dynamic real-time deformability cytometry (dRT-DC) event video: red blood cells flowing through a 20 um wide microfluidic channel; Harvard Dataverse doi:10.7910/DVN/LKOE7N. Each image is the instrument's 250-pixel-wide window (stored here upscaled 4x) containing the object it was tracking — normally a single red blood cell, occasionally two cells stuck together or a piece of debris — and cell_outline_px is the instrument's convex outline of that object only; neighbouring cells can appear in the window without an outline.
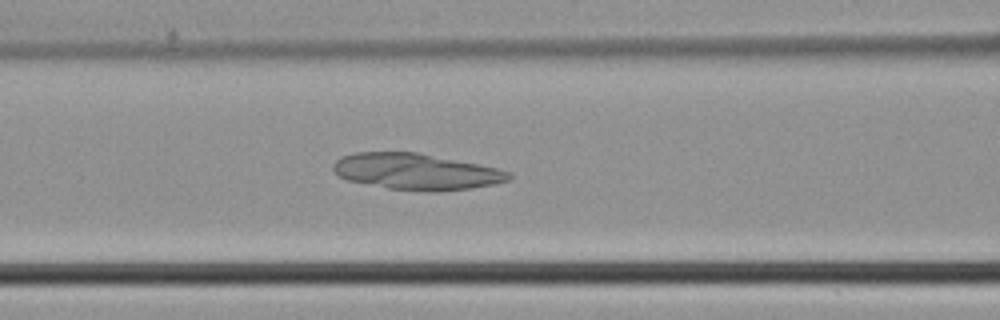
{"species": "common noctule bat (a hibernating species)", "species_latin": "Nyctalus noctula", "temperature_condition": "cold", "stored_images_in_passage": 27, "camera_frame_rate_fps": 3000, "um_per_image_px": 0.085, "animal": {"sex": "male", "body_mass_g": 21.5, "forearm_length_mm": 52.0}, "frame": {"image": 1, "passage_image": 6, "time_ms": 1.667, "image_size_px": [1000, 320], "cell_outline_px": [[512, 176], [508, 180], [496, 184], [440, 192], [428, 192], [388, 188], [348, 180], [336, 176], [332, 172], [332, 164], [340, 156], [356, 152], [416, 152], [496, 168], [512, 172]], "centroid_in_image_um": [35.32, 14.59], "position_along_channel_um": 131.3, "area_um2": 37.11}}
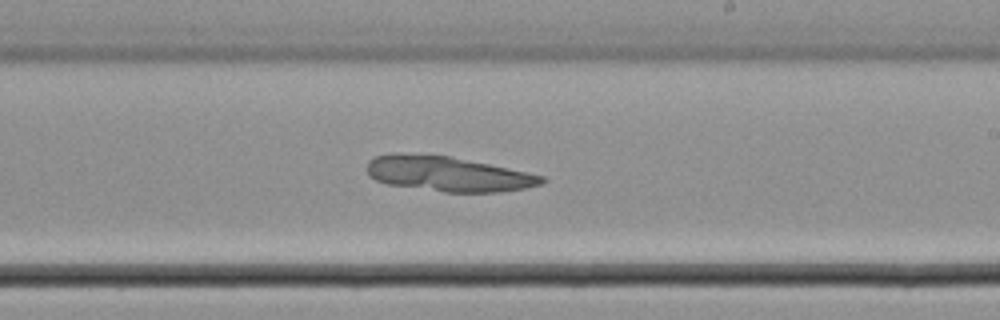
{"frame": {"image": 2, "passage_image": 14, "time_ms": 4.333, "image_size_px": [1000, 320], "cell_outline_px": [[548, 180], [544, 184], [524, 188], [496, 192], [444, 192], [388, 184], [376, 180], [368, 176], [368, 160], [376, 156], [392, 152], [400, 152], [448, 156], [488, 164], [544, 176]], "centroid_in_image_um": [38.04, 14.77], "position_along_channel_um": 251.0, "area_um2": 35.55}}
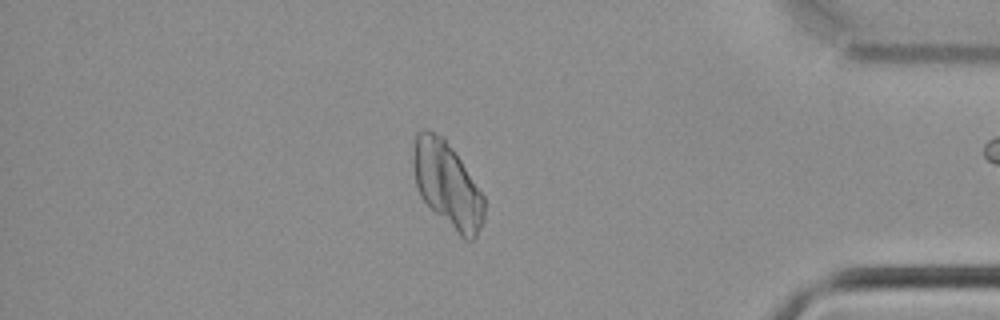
{"frame": {"image": 3, "passage_image": 26, "time_ms": 8.333, "image_size_px": [1000, 320], "cell_outline_px": [[484, 220], [476, 236], [472, 240], [464, 240], [420, 196], [416, 188], [412, 164], [412, 152], [416, 132], [420, 128], [424, 128], [444, 136], [484, 196]], "centroid_in_image_um": [37.99, 15.64], "position_along_channel_um": 397.2, "area_um2": 35.26}}